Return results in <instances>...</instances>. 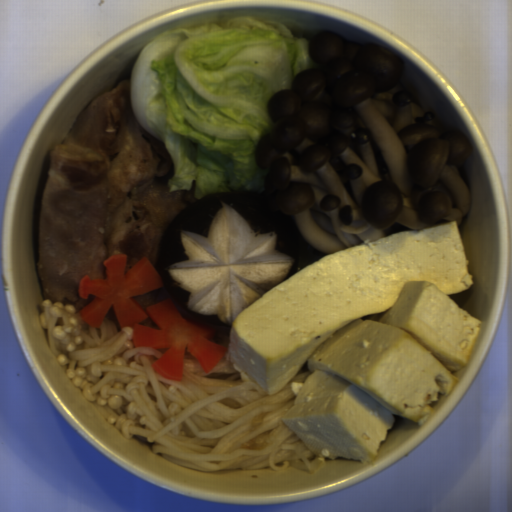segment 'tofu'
<instances>
[{"mask_svg": "<svg viewBox=\"0 0 512 512\" xmlns=\"http://www.w3.org/2000/svg\"><path fill=\"white\" fill-rule=\"evenodd\" d=\"M458 222L325 254L238 314L225 355L268 396L307 362L282 417L314 454L372 462L394 414L421 423L467 365L481 321Z\"/></svg>", "mask_w": 512, "mask_h": 512, "instance_id": "tofu-1", "label": "tofu"}]
</instances>
